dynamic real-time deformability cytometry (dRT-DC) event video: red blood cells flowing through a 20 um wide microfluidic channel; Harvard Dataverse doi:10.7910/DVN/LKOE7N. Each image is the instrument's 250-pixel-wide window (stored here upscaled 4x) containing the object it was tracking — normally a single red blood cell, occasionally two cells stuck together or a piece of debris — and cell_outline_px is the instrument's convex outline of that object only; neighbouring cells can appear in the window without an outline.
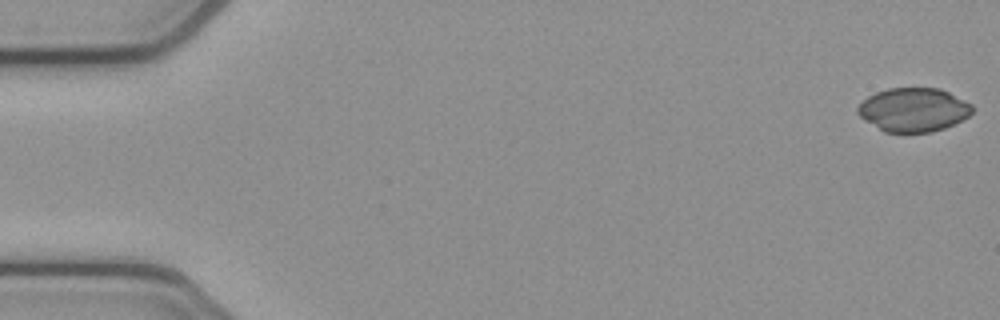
{"species": "common noctule bat (a hibernating species)", "species_latin": "Nyctalus noctula", "temperature_condition": "cold", "stored_images_in_passage": 53, "camera_frame_rate_fps": 3000, "um_per_image_px": 0.085, "animal": {"sex": "female", "body_mass_g": 21.9}, "frame": {"image": 1, "passage_image": 1, "time_ms": 0.0, "image_size_px": [1000, 320], "cell_outline_px": [[972, 112], [968, 116], [944, 128], [932, 132], [884, 132], [864, 120], [856, 112], [856, 108], [868, 96], [876, 92], [888, 88], [940, 88], [972, 104]], "centroid_in_image_um": [77.62, 9.33], "position_along_channel_um": 7.4, "area_um2": 29.07}}
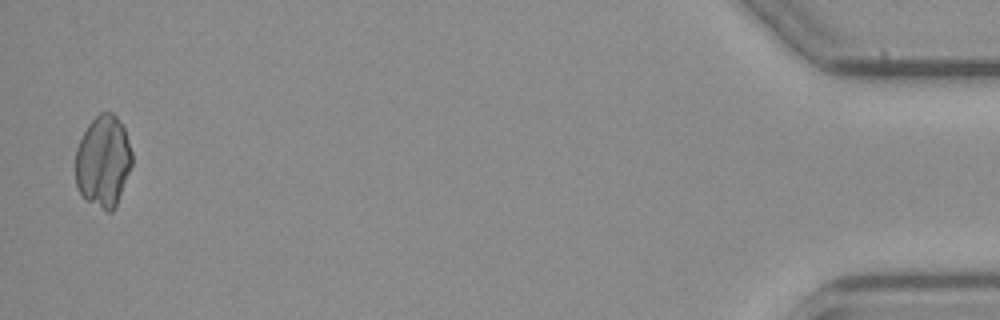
{"frame": {"image": 2, "passage_image": 52, "time_ms": 17.0, "image_size_px": [1000, 320], "cell_outline_px": [[132, 164], [116, 204], [112, 212], [108, 212], [84, 200], [76, 188], [76, 148], [88, 124], [100, 112], [112, 112], [116, 116], [124, 128], [132, 152]], "centroid_in_image_um": [8.75, 13.72], "position_along_channel_um": 426.4, "area_um2": 30.17}}